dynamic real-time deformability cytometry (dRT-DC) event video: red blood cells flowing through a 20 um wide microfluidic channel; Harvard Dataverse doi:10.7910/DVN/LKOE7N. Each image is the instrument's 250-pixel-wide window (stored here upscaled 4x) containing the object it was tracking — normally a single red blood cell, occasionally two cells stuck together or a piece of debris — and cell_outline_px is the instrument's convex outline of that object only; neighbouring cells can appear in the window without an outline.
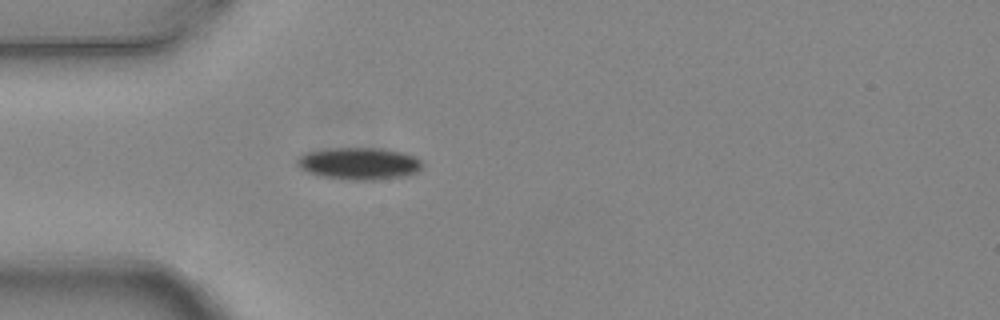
{"species": "common noctule bat (a hibernating species)", "species_latin": "Nyctalus noctula", "temperature_condition": "warm", "stored_images_in_passage": 1, "camera_frame_rate_fps": 3000, "um_per_image_px": 0.085, "animal": {"sex": "female", "body_mass_g": 24.6, "forearm_length_mm": 56.2}, "frame": {"image": 1, "passage_image": 1, "time_ms": 0.0, "image_size_px": [1000, 320], "cell_outline_px": [[424, 164], [416, 172], [404, 176], [372, 180], [356, 180], [320, 176], [308, 172], [300, 168], [296, 164], [296, 160], [300, 156], [308, 152], [332, 148], [380, 148], [404, 152], [416, 156]], "centroid_in_image_um": [30.54, 13.89], "position_along_channel_um": 54.5, "area_um2": 23.35}}